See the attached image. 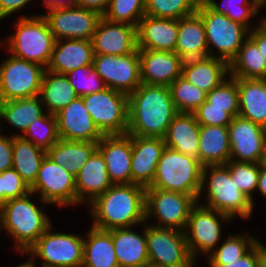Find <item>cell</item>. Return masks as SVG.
I'll use <instances>...</instances> for the list:
<instances>
[{"label": "cell", "mask_w": 266, "mask_h": 267, "mask_svg": "<svg viewBox=\"0 0 266 267\" xmlns=\"http://www.w3.org/2000/svg\"><path fill=\"white\" fill-rule=\"evenodd\" d=\"M178 114L169 87L141 85L128 96V135L161 137Z\"/></svg>", "instance_id": "cell-1"}, {"label": "cell", "mask_w": 266, "mask_h": 267, "mask_svg": "<svg viewBox=\"0 0 266 267\" xmlns=\"http://www.w3.org/2000/svg\"><path fill=\"white\" fill-rule=\"evenodd\" d=\"M146 188L136 184L112 185L88 206L91 226L101 230L132 228L146 222Z\"/></svg>", "instance_id": "cell-2"}, {"label": "cell", "mask_w": 266, "mask_h": 267, "mask_svg": "<svg viewBox=\"0 0 266 267\" xmlns=\"http://www.w3.org/2000/svg\"><path fill=\"white\" fill-rule=\"evenodd\" d=\"M205 186L207 187L205 202L200 205L224 213L233 220L236 215L241 219L251 217L253 213L251 199L238 188L226 164L203 166L197 203L202 197Z\"/></svg>", "instance_id": "cell-3"}, {"label": "cell", "mask_w": 266, "mask_h": 267, "mask_svg": "<svg viewBox=\"0 0 266 267\" xmlns=\"http://www.w3.org/2000/svg\"><path fill=\"white\" fill-rule=\"evenodd\" d=\"M33 192L8 200L0 207L3 229L14 238L17 252L26 254L27 250L52 225L45 211L32 202Z\"/></svg>", "instance_id": "cell-4"}, {"label": "cell", "mask_w": 266, "mask_h": 267, "mask_svg": "<svg viewBox=\"0 0 266 267\" xmlns=\"http://www.w3.org/2000/svg\"><path fill=\"white\" fill-rule=\"evenodd\" d=\"M15 24L16 32L6 38L8 52L47 69L56 39L41 14L20 16Z\"/></svg>", "instance_id": "cell-5"}, {"label": "cell", "mask_w": 266, "mask_h": 267, "mask_svg": "<svg viewBox=\"0 0 266 267\" xmlns=\"http://www.w3.org/2000/svg\"><path fill=\"white\" fill-rule=\"evenodd\" d=\"M203 165L198 158L165 147L157 164L152 185L158 188L193 196L196 200L201 189Z\"/></svg>", "instance_id": "cell-6"}, {"label": "cell", "mask_w": 266, "mask_h": 267, "mask_svg": "<svg viewBox=\"0 0 266 267\" xmlns=\"http://www.w3.org/2000/svg\"><path fill=\"white\" fill-rule=\"evenodd\" d=\"M196 12L204 22L209 56L222 59L229 64L248 37L249 30L228 16L215 13L203 1L199 2ZM213 48L217 49L218 54L215 55Z\"/></svg>", "instance_id": "cell-7"}, {"label": "cell", "mask_w": 266, "mask_h": 267, "mask_svg": "<svg viewBox=\"0 0 266 267\" xmlns=\"http://www.w3.org/2000/svg\"><path fill=\"white\" fill-rule=\"evenodd\" d=\"M52 225L27 250L32 259H42L40 267H82L84 236L51 232Z\"/></svg>", "instance_id": "cell-8"}, {"label": "cell", "mask_w": 266, "mask_h": 267, "mask_svg": "<svg viewBox=\"0 0 266 267\" xmlns=\"http://www.w3.org/2000/svg\"><path fill=\"white\" fill-rule=\"evenodd\" d=\"M45 71L10 54L0 65V102L39 96Z\"/></svg>", "instance_id": "cell-9"}, {"label": "cell", "mask_w": 266, "mask_h": 267, "mask_svg": "<svg viewBox=\"0 0 266 267\" xmlns=\"http://www.w3.org/2000/svg\"><path fill=\"white\" fill-rule=\"evenodd\" d=\"M94 124L103 135H123L128 129V96L107 88L82 97Z\"/></svg>", "instance_id": "cell-10"}, {"label": "cell", "mask_w": 266, "mask_h": 267, "mask_svg": "<svg viewBox=\"0 0 266 267\" xmlns=\"http://www.w3.org/2000/svg\"><path fill=\"white\" fill-rule=\"evenodd\" d=\"M196 204L197 200L191 195L146 188V221L156 217L155 220L157 219L158 222L153 226L184 231L190 211Z\"/></svg>", "instance_id": "cell-11"}, {"label": "cell", "mask_w": 266, "mask_h": 267, "mask_svg": "<svg viewBox=\"0 0 266 267\" xmlns=\"http://www.w3.org/2000/svg\"><path fill=\"white\" fill-rule=\"evenodd\" d=\"M146 239L149 262L164 267H195L184 231L147 224Z\"/></svg>", "instance_id": "cell-12"}, {"label": "cell", "mask_w": 266, "mask_h": 267, "mask_svg": "<svg viewBox=\"0 0 266 267\" xmlns=\"http://www.w3.org/2000/svg\"><path fill=\"white\" fill-rule=\"evenodd\" d=\"M198 202L190 211L184 230L187 246L192 258L197 254L208 256L221 239L222 222L229 223L233 219L228 215L199 205Z\"/></svg>", "instance_id": "cell-13"}, {"label": "cell", "mask_w": 266, "mask_h": 267, "mask_svg": "<svg viewBox=\"0 0 266 267\" xmlns=\"http://www.w3.org/2000/svg\"><path fill=\"white\" fill-rule=\"evenodd\" d=\"M34 194L40 193L43 204L59 207L76 205L75 176L47 155L41 163L35 182L30 186Z\"/></svg>", "instance_id": "cell-14"}, {"label": "cell", "mask_w": 266, "mask_h": 267, "mask_svg": "<svg viewBox=\"0 0 266 267\" xmlns=\"http://www.w3.org/2000/svg\"><path fill=\"white\" fill-rule=\"evenodd\" d=\"M93 67L108 88L127 96L142 83L138 48L122 56L94 54Z\"/></svg>", "instance_id": "cell-15"}, {"label": "cell", "mask_w": 266, "mask_h": 267, "mask_svg": "<svg viewBox=\"0 0 266 267\" xmlns=\"http://www.w3.org/2000/svg\"><path fill=\"white\" fill-rule=\"evenodd\" d=\"M41 15L46 20L56 41L60 39L92 40L97 25L103 17L96 11L78 6L54 8Z\"/></svg>", "instance_id": "cell-16"}, {"label": "cell", "mask_w": 266, "mask_h": 267, "mask_svg": "<svg viewBox=\"0 0 266 267\" xmlns=\"http://www.w3.org/2000/svg\"><path fill=\"white\" fill-rule=\"evenodd\" d=\"M230 160L260 163L266 149V128L239 115L228 125Z\"/></svg>", "instance_id": "cell-17"}, {"label": "cell", "mask_w": 266, "mask_h": 267, "mask_svg": "<svg viewBox=\"0 0 266 267\" xmlns=\"http://www.w3.org/2000/svg\"><path fill=\"white\" fill-rule=\"evenodd\" d=\"M55 116L60 139L99 142L104 136L84 107L82 97L78 96Z\"/></svg>", "instance_id": "cell-18"}, {"label": "cell", "mask_w": 266, "mask_h": 267, "mask_svg": "<svg viewBox=\"0 0 266 267\" xmlns=\"http://www.w3.org/2000/svg\"><path fill=\"white\" fill-rule=\"evenodd\" d=\"M91 41L94 54L113 56L130 54L137 49V27L111 22L102 17Z\"/></svg>", "instance_id": "cell-19"}, {"label": "cell", "mask_w": 266, "mask_h": 267, "mask_svg": "<svg viewBox=\"0 0 266 267\" xmlns=\"http://www.w3.org/2000/svg\"><path fill=\"white\" fill-rule=\"evenodd\" d=\"M141 82L147 85H171L182 73L184 60L175 52L139 49Z\"/></svg>", "instance_id": "cell-20"}, {"label": "cell", "mask_w": 266, "mask_h": 267, "mask_svg": "<svg viewBox=\"0 0 266 267\" xmlns=\"http://www.w3.org/2000/svg\"><path fill=\"white\" fill-rule=\"evenodd\" d=\"M166 145L161 137L132 135V184L148 188L155 177L157 164Z\"/></svg>", "instance_id": "cell-21"}, {"label": "cell", "mask_w": 266, "mask_h": 267, "mask_svg": "<svg viewBox=\"0 0 266 267\" xmlns=\"http://www.w3.org/2000/svg\"><path fill=\"white\" fill-rule=\"evenodd\" d=\"M113 185L131 184L132 135H104L98 142Z\"/></svg>", "instance_id": "cell-22"}, {"label": "cell", "mask_w": 266, "mask_h": 267, "mask_svg": "<svg viewBox=\"0 0 266 267\" xmlns=\"http://www.w3.org/2000/svg\"><path fill=\"white\" fill-rule=\"evenodd\" d=\"M76 204L88 205L109 189L113 183L101 152L97 149L75 176Z\"/></svg>", "instance_id": "cell-23"}, {"label": "cell", "mask_w": 266, "mask_h": 267, "mask_svg": "<svg viewBox=\"0 0 266 267\" xmlns=\"http://www.w3.org/2000/svg\"><path fill=\"white\" fill-rule=\"evenodd\" d=\"M178 20L145 15L137 27V48L175 52Z\"/></svg>", "instance_id": "cell-24"}, {"label": "cell", "mask_w": 266, "mask_h": 267, "mask_svg": "<svg viewBox=\"0 0 266 267\" xmlns=\"http://www.w3.org/2000/svg\"><path fill=\"white\" fill-rule=\"evenodd\" d=\"M93 57L91 40L60 39L55 42L47 70L67 74L77 68L93 65Z\"/></svg>", "instance_id": "cell-25"}, {"label": "cell", "mask_w": 266, "mask_h": 267, "mask_svg": "<svg viewBox=\"0 0 266 267\" xmlns=\"http://www.w3.org/2000/svg\"><path fill=\"white\" fill-rule=\"evenodd\" d=\"M175 53L184 61L209 56L204 22L197 12L178 20Z\"/></svg>", "instance_id": "cell-26"}, {"label": "cell", "mask_w": 266, "mask_h": 267, "mask_svg": "<svg viewBox=\"0 0 266 267\" xmlns=\"http://www.w3.org/2000/svg\"><path fill=\"white\" fill-rule=\"evenodd\" d=\"M229 74V64L216 57L185 60L181 76L194 86L209 93L220 85Z\"/></svg>", "instance_id": "cell-27"}, {"label": "cell", "mask_w": 266, "mask_h": 267, "mask_svg": "<svg viewBox=\"0 0 266 267\" xmlns=\"http://www.w3.org/2000/svg\"><path fill=\"white\" fill-rule=\"evenodd\" d=\"M131 228L112 229V238L119 267H142L149 262L146 225L140 234Z\"/></svg>", "instance_id": "cell-28"}, {"label": "cell", "mask_w": 266, "mask_h": 267, "mask_svg": "<svg viewBox=\"0 0 266 267\" xmlns=\"http://www.w3.org/2000/svg\"><path fill=\"white\" fill-rule=\"evenodd\" d=\"M200 124L193 113H180L173 118L163 137L171 149L198 158Z\"/></svg>", "instance_id": "cell-29"}, {"label": "cell", "mask_w": 266, "mask_h": 267, "mask_svg": "<svg viewBox=\"0 0 266 267\" xmlns=\"http://www.w3.org/2000/svg\"><path fill=\"white\" fill-rule=\"evenodd\" d=\"M239 116L266 128V79L237 78Z\"/></svg>", "instance_id": "cell-30"}, {"label": "cell", "mask_w": 266, "mask_h": 267, "mask_svg": "<svg viewBox=\"0 0 266 267\" xmlns=\"http://www.w3.org/2000/svg\"><path fill=\"white\" fill-rule=\"evenodd\" d=\"M86 234L82 267H119L112 230H101L91 226Z\"/></svg>", "instance_id": "cell-31"}, {"label": "cell", "mask_w": 266, "mask_h": 267, "mask_svg": "<svg viewBox=\"0 0 266 267\" xmlns=\"http://www.w3.org/2000/svg\"><path fill=\"white\" fill-rule=\"evenodd\" d=\"M198 159L203 166L230 160L228 126L200 125Z\"/></svg>", "instance_id": "cell-32"}, {"label": "cell", "mask_w": 266, "mask_h": 267, "mask_svg": "<svg viewBox=\"0 0 266 267\" xmlns=\"http://www.w3.org/2000/svg\"><path fill=\"white\" fill-rule=\"evenodd\" d=\"M97 149L98 142L59 139L47 151V156L76 176Z\"/></svg>", "instance_id": "cell-33"}, {"label": "cell", "mask_w": 266, "mask_h": 267, "mask_svg": "<svg viewBox=\"0 0 266 267\" xmlns=\"http://www.w3.org/2000/svg\"><path fill=\"white\" fill-rule=\"evenodd\" d=\"M46 112L56 115L75 100L78 95L65 74H58L46 69L41 84L40 95Z\"/></svg>", "instance_id": "cell-34"}, {"label": "cell", "mask_w": 266, "mask_h": 267, "mask_svg": "<svg viewBox=\"0 0 266 267\" xmlns=\"http://www.w3.org/2000/svg\"><path fill=\"white\" fill-rule=\"evenodd\" d=\"M233 78L266 79V60L256 43L248 36L235 58L229 63Z\"/></svg>", "instance_id": "cell-35"}, {"label": "cell", "mask_w": 266, "mask_h": 267, "mask_svg": "<svg viewBox=\"0 0 266 267\" xmlns=\"http://www.w3.org/2000/svg\"><path fill=\"white\" fill-rule=\"evenodd\" d=\"M43 107L40 96L0 102V119L24 133L32 122L45 113Z\"/></svg>", "instance_id": "cell-36"}, {"label": "cell", "mask_w": 266, "mask_h": 267, "mask_svg": "<svg viewBox=\"0 0 266 267\" xmlns=\"http://www.w3.org/2000/svg\"><path fill=\"white\" fill-rule=\"evenodd\" d=\"M47 152L22 136H13V165L14 168L29 185L35 182L41 163Z\"/></svg>", "instance_id": "cell-37"}, {"label": "cell", "mask_w": 266, "mask_h": 267, "mask_svg": "<svg viewBox=\"0 0 266 267\" xmlns=\"http://www.w3.org/2000/svg\"><path fill=\"white\" fill-rule=\"evenodd\" d=\"M259 240L253 234H230L208 256V265H225L226 262L240 260Z\"/></svg>", "instance_id": "cell-38"}, {"label": "cell", "mask_w": 266, "mask_h": 267, "mask_svg": "<svg viewBox=\"0 0 266 267\" xmlns=\"http://www.w3.org/2000/svg\"><path fill=\"white\" fill-rule=\"evenodd\" d=\"M203 2L215 13L228 16L232 21L244 25L249 31L254 27L251 17L259 14V8H262L257 0H222L220 5L215 0H203Z\"/></svg>", "instance_id": "cell-39"}, {"label": "cell", "mask_w": 266, "mask_h": 267, "mask_svg": "<svg viewBox=\"0 0 266 267\" xmlns=\"http://www.w3.org/2000/svg\"><path fill=\"white\" fill-rule=\"evenodd\" d=\"M13 136H22L47 152L60 139L56 116L45 111L40 118L30 124L24 133L13 134Z\"/></svg>", "instance_id": "cell-40"}, {"label": "cell", "mask_w": 266, "mask_h": 267, "mask_svg": "<svg viewBox=\"0 0 266 267\" xmlns=\"http://www.w3.org/2000/svg\"><path fill=\"white\" fill-rule=\"evenodd\" d=\"M169 89L172 101L180 113H193L206 101L207 92L194 86L182 76L169 85Z\"/></svg>", "instance_id": "cell-41"}, {"label": "cell", "mask_w": 266, "mask_h": 267, "mask_svg": "<svg viewBox=\"0 0 266 267\" xmlns=\"http://www.w3.org/2000/svg\"><path fill=\"white\" fill-rule=\"evenodd\" d=\"M201 0H146V15L179 20L197 11Z\"/></svg>", "instance_id": "cell-42"}, {"label": "cell", "mask_w": 266, "mask_h": 267, "mask_svg": "<svg viewBox=\"0 0 266 267\" xmlns=\"http://www.w3.org/2000/svg\"><path fill=\"white\" fill-rule=\"evenodd\" d=\"M146 15V0H111L103 17L111 22L138 27Z\"/></svg>", "instance_id": "cell-43"}, {"label": "cell", "mask_w": 266, "mask_h": 267, "mask_svg": "<svg viewBox=\"0 0 266 267\" xmlns=\"http://www.w3.org/2000/svg\"><path fill=\"white\" fill-rule=\"evenodd\" d=\"M226 165L238 188L251 199L254 208L252 193L257 189L260 163L229 160Z\"/></svg>", "instance_id": "cell-44"}, {"label": "cell", "mask_w": 266, "mask_h": 267, "mask_svg": "<svg viewBox=\"0 0 266 267\" xmlns=\"http://www.w3.org/2000/svg\"><path fill=\"white\" fill-rule=\"evenodd\" d=\"M65 75L79 97L101 92L108 88L93 65L77 68Z\"/></svg>", "instance_id": "cell-45"}, {"label": "cell", "mask_w": 266, "mask_h": 267, "mask_svg": "<svg viewBox=\"0 0 266 267\" xmlns=\"http://www.w3.org/2000/svg\"><path fill=\"white\" fill-rule=\"evenodd\" d=\"M206 101L209 102V107L239 108L237 78L229 76L207 93Z\"/></svg>", "instance_id": "cell-46"}, {"label": "cell", "mask_w": 266, "mask_h": 267, "mask_svg": "<svg viewBox=\"0 0 266 267\" xmlns=\"http://www.w3.org/2000/svg\"><path fill=\"white\" fill-rule=\"evenodd\" d=\"M239 114V108H218L209 107V102L205 101L198 107L193 115L200 125L228 126L233 117Z\"/></svg>", "instance_id": "cell-47"}, {"label": "cell", "mask_w": 266, "mask_h": 267, "mask_svg": "<svg viewBox=\"0 0 266 267\" xmlns=\"http://www.w3.org/2000/svg\"><path fill=\"white\" fill-rule=\"evenodd\" d=\"M2 191L4 204L8 200L23 197L31 192L29 185L14 168L2 172Z\"/></svg>", "instance_id": "cell-48"}, {"label": "cell", "mask_w": 266, "mask_h": 267, "mask_svg": "<svg viewBox=\"0 0 266 267\" xmlns=\"http://www.w3.org/2000/svg\"><path fill=\"white\" fill-rule=\"evenodd\" d=\"M266 248L258 241L240 260L226 262L225 265H209V267H258L261 252Z\"/></svg>", "instance_id": "cell-49"}, {"label": "cell", "mask_w": 266, "mask_h": 267, "mask_svg": "<svg viewBox=\"0 0 266 267\" xmlns=\"http://www.w3.org/2000/svg\"><path fill=\"white\" fill-rule=\"evenodd\" d=\"M0 124V131L2 130ZM13 165V135L4 136L0 132V173L11 169Z\"/></svg>", "instance_id": "cell-50"}, {"label": "cell", "mask_w": 266, "mask_h": 267, "mask_svg": "<svg viewBox=\"0 0 266 267\" xmlns=\"http://www.w3.org/2000/svg\"><path fill=\"white\" fill-rule=\"evenodd\" d=\"M260 25L249 31L248 36L256 43L258 49L266 60V22L261 19Z\"/></svg>", "instance_id": "cell-51"}, {"label": "cell", "mask_w": 266, "mask_h": 267, "mask_svg": "<svg viewBox=\"0 0 266 267\" xmlns=\"http://www.w3.org/2000/svg\"><path fill=\"white\" fill-rule=\"evenodd\" d=\"M33 0H0V20L18 12Z\"/></svg>", "instance_id": "cell-52"}, {"label": "cell", "mask_w": 266, "mask_h": 267, "mask_svg": "<svg viewBox=\"0 0 266 267\" xmlns=\"http://www.w3.org/2000/svg\"><path fill=\"white\" fill-rule=\"evenodd\" d=\"M111 0H77V6L93 10L102 16L107 11Z\"/></svg>", "instance_id": "cell-53"}, {"label": "cell", "mask_w": 266, "mask_h": 267, "mask_svg": "<svg viewBox=\"0 0 266 267\" xmlns=\"http://www.w3.org/2000/svg\"><path fill=\"white\" fill-rule=\"evenodd\" d=\"M43 6L47 10L60 8V7H74L77 6V0H43Z\"/></svg>", "instance_id": "cell-54"}, {"label": "cell", "mask_w": 266, "mask_h": 267, "mask_svg": "<svg viewBox=\"0 0 266 267\" xmlns=\"http://www.w3.org/2000/svg\"><path fill=\"white\" fill-rule=\"evenodd\" d=\"M257 191L266 198V170L260 168V174L258 179Z\"/></svg>", "instance_id": "cell-55"}, {"label": "cell", "mask_w": 266, "mask_h": 267, "mask_svg": "<svg viewBox=\"0 0 266 267\" xmlns=\"http://www.w3.org/2000/svg\"><path fill=\"white\" fill-rule=\"evenodd\" d=\"M258 267H266V248L260 254Z\"/></svg>", "instance_id": "cell-56"}, {"label": "cell", "mask_w": 266, "mask_h": 267, "mask_svg": "<svg viewBox=\"0 0 266 267\" xmlns=\"http://www.w3.org/2000/svg\"><path fill=\"white\" fill-rule=\"evenodd\" d=\"M16 267H37V266L35 265V259H32L30 257L29 259L27 258V261Z\"/></svg>", "instance_id": "cell-57"}, {"label": "cell", "mask_w": 266, "mask_h": 267, "mask_svg": "<svg viewBox=\"0 0 266 267\" xmlns=\"http://www.w3.org/2000/svg\"><path fill=\"white\" fill-rule=\"evenodd\" d=\"M4 204V191H2V172L0 173V207Z\"/></svg>", "instance_id": "cell-58"}, {"label": "cell", "mask_w": 266, "mask_h": 267, "mask_svg": "<svg viewBox=\"0 0 266 267\" xmlns=\"http://www.w3.org/2000/svg\"><path fill=\"white\" fill-rule=\"evenodd\" d=\"M260 165L264 170H266V149H265L264 154L262 155V159L260 161Z\"/></svg>", "instance_id": "cell-59"}, {"label": "cell", "mask_w": 266, "mask_h": 267, "mask_svg": "<svg viewBox=\"0 0 266 267\" xmlns=\"http://www.w3.org/2000/svg\"><path fill=\"white\" fill-rule=\"evenodd\" d=\"M142 267H164V266L156 265L154 263L148 262V263L144 264Z\"/></svg>", "instance_id": "cell-60"}, {"label": "cell", "mask_w": 266, "mask_h": 267, "mask_svg": "<svg viewBox=\"0 0 266 267\" xmlns=\"http://www.w3.org/2000/svg\"><path fill=\"white\" fill-rule=\"evenodd\" d=\"M257 1L261 4L262 7H265L266 0H257Z\"/></svg>", "instance_id": "cell-61"}, {"label": "cell", "mask_w": 266, "mask_h": 267, "mask_svg": "<svg viewBox=\"0 0 266 267\" xmlns=\"http://www.w3.org/2000/svg\"><path fill=\"white\" fill-rule=\"evenodd\" d=\"M1 226H3V223H2V214H1V211H0V232H1Z\"/></svg>", "instance_id": "cell-62"}, {"label": "cell", "mask_w": 266, "mask_h": 267, "mask_svg": "<svg viewBox=\"0 0 266 267\" xmlns=\"http://www.w3.org/2000/svg\"><path fill=\"white\" fill-rule=\"evenodd\" d=\"M4 43H5V42H2V41L0 40V47H1V46H4Z\"/></svg>", "instance_id": "cell-63"}]
</instances>
